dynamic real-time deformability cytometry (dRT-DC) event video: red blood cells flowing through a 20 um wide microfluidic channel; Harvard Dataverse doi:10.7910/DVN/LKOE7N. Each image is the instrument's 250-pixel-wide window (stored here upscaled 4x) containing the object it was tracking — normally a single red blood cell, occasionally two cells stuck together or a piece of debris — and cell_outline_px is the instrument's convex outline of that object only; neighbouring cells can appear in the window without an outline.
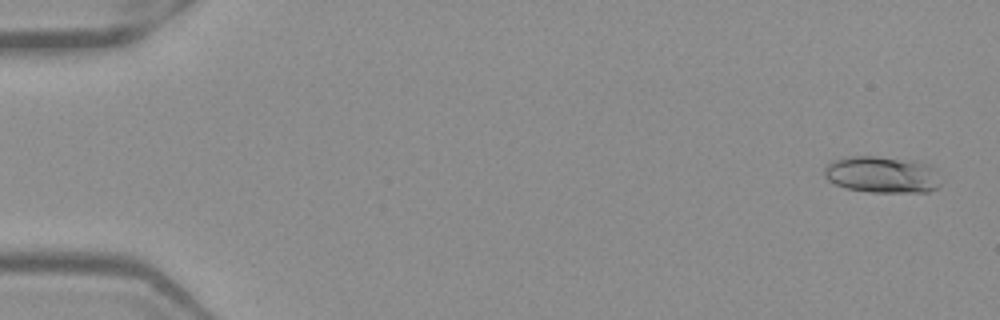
{"species": "Egyptian fruit bat (a non-hibernating species)", "species_latin": "Rousettus aegyptiacus", "temperature_condition": "warm", "stored_images_in_passage": 52, "camera_frame_rate_fps": 3000, "um_per_image_px": 0.085, "frame": {"image": 1, "passage_image": 2, "time_ms": 0.333, "image_size_px": [1000, 320], "cell_outline_px": [[940, 184], [936, 188], [928, 192], [868, 192], [848, 188], [836, 184], [828, 180], [824, 176], [824, 168], [832, 160], [852, 156], [876, 156], [916, 160], [928, 164], [932, 168]], "centroid_in_image_um": [74.95, 14.83], "position_along_channel_um": 10.1, "area_um2": 24.8}}
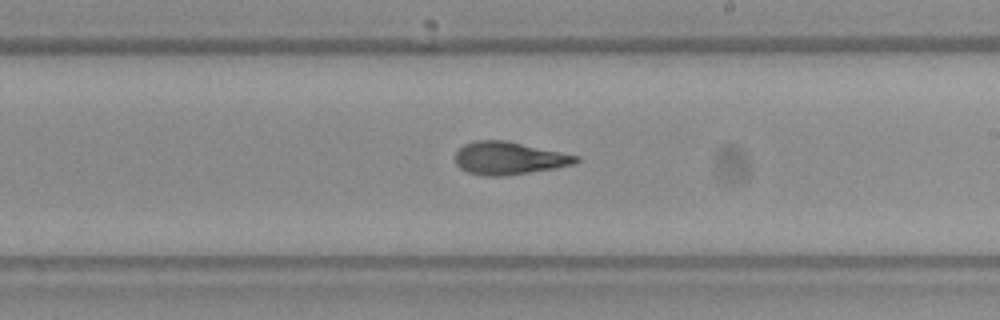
{"frame": {"image": 2, "passage_image": 31, "time_ms": 10.0, "image_size_px": [1000, 320], "cell_outline_px": [[580, 160], [576, 164], [556, 168], [504, 176], [484, 176], [468, 172], [460, 168], [456, 164], [456, 152], [464, 144], [476, 140], [508, 140], [580, 156]], "centroid_in_image_um": [43.29, 13.44], "position_along_channel_um": 245.7, "area_um2": 23.24}}
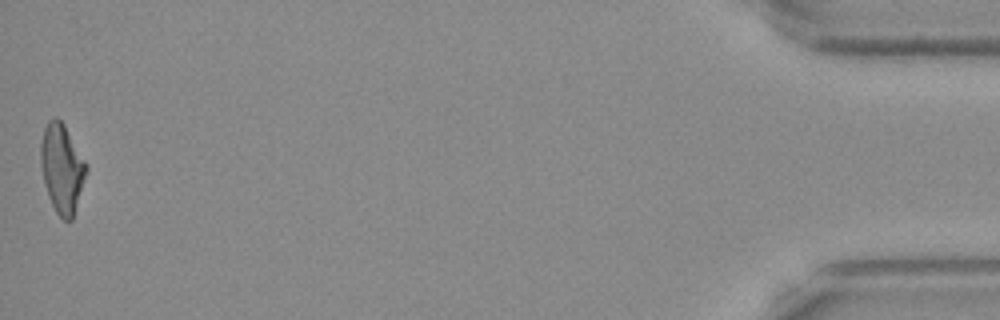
{"frame": {"image": 3, "passage_image": 52, "time_ms": 17.0, "image_size_px": [1000, 320], "cell_outline_px": [[88, 168], [72, 220], [64, 220], [56, 212], [48, 196], [44, 184], [40, 164], [40, 144], [44, 128], [48, 120], [52, 116], [56, 116], [64, 124], [88, 164]], "centroid_in_image_um": [5.26, 14.27], "position_along_channel_um": 429.9, "area_um2": 23.76}, "authors_computed_cell_mechanics": {"area_um2": 23.1778, "velocity_mm_per_s": 3.9413, "shape_relaxation_time_tau1_ms": 11.2028, "shape_relaxation_time_tau2_ms": 1.9056, "deformation_change_tau1": 0.3013, "deformation_change_tau2": 0.0962}}